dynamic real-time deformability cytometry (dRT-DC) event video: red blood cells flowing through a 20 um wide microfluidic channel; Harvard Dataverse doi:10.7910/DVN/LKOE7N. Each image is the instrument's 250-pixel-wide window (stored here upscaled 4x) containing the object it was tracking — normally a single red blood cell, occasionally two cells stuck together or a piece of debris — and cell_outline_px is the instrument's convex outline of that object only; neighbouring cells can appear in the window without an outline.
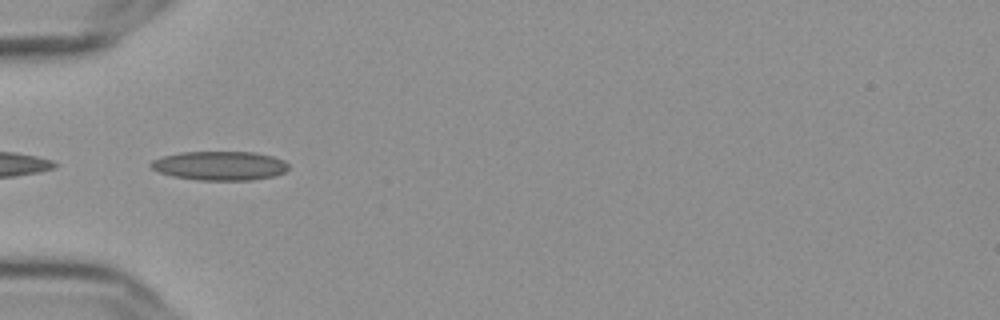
{"species": "Egyptian fruit bat (a non-hibernating species)", "species_latin": "Rousettus aegyptiacus", "temperature_condition": "cold", "stored_images_in_passage": 38, "camera_frame_rate_fps": 3000, "um_per_image_px": 0.085, "frame": {"image": 1, "passage_image": 1, "time_ms": 0.0, "image_size_px": [1000, 320], "cell_outline_px": [[288, 168], [284, 172], [272, 176], [252, 180], [200, 180], [172, 176], [160, 172], [152, 168], [148, 164], [152, 160], [164, 156], [180, 152], [256, 152], [272, 156], [284, 160], [288, 164]], "centroid_in_image_um": [18.68, 14.08], "position_along_channel_um": 66.3, "area_um2": 23.24}}
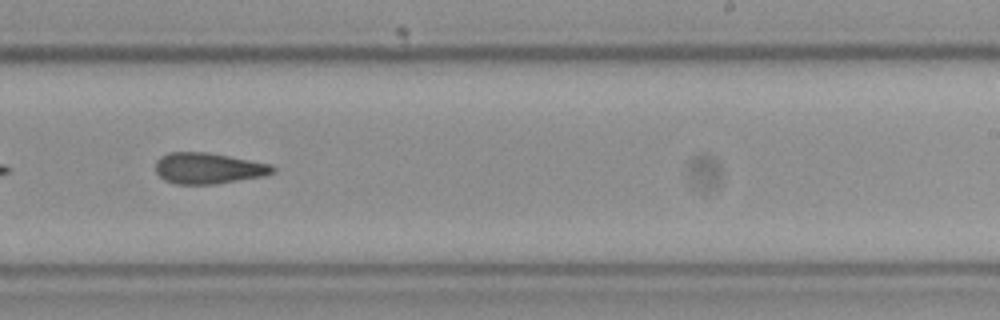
{"frame": {"image": 2, "passage_image": 18, "time_ms": 5.667, "image_size_px": [1000, 320], "cell_outline_px": [[276, 172], [264, 176], [216, 184], [176, 184], [164, 180], [156, 172], [156, 160], [160, 156], [168, 152], [204, 152], [228, 156], [272, 164], [276, 168]], "centroid_in_image_um": [17.71, 14.31], "position_along_channel_um": 271.3, "area_um2": 21.27}}
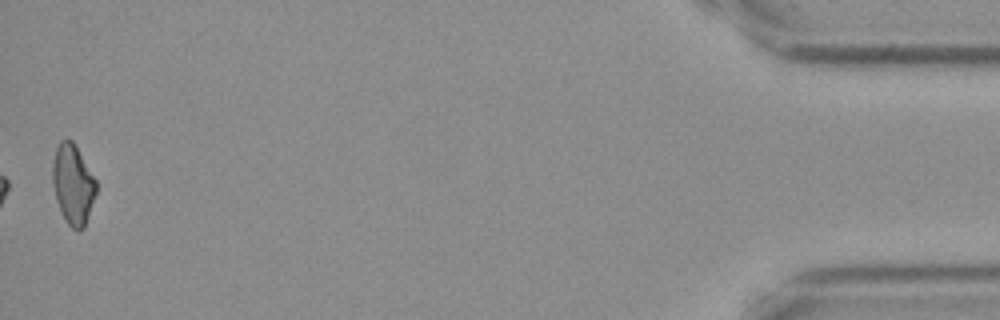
{"frame": {"image": 3, "passage_image": 38, "time_ms": 12.333, "image_size_px": [1000, 320], "cell_outline_px": [[96, 192], [84, 228], [76, 232], [64, 220], [56, 200], [52, 184], [52, 164], [56, 148], [60, 140], [72, 140], [96, 180]], "centroid_in_image_um": [6.18, 15.7], "position_along_channel_um": 429.0, "area_um2": 20.23}, "authors_computed_cell_mechanics": {"area_um2": 21.0103, "velocity_mm_per_s": 3.6385, "shape_relaxation_time_tau1_ms": null, "shape_relaxation_time_tau2_ms": 6.9539, "deformation_change_tau1": null, "deformation_change_tau2": 0.154}}